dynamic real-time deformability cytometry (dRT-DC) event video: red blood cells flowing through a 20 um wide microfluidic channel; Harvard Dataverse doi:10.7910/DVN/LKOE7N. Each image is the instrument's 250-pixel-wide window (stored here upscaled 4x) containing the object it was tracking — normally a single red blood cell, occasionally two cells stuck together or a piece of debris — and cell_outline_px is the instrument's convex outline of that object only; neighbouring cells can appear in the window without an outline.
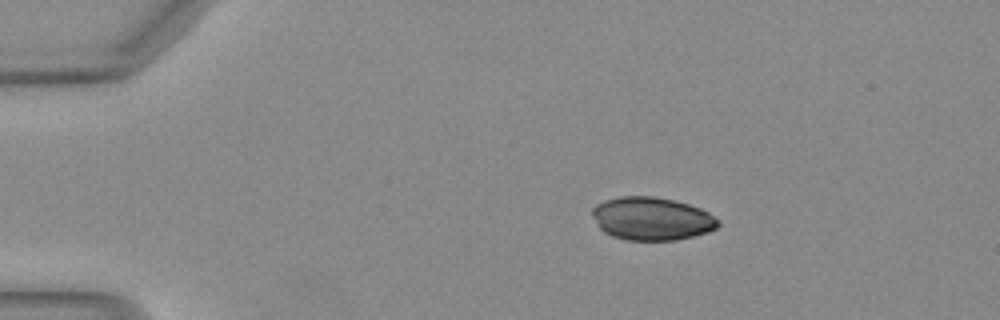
{"species": "Egyptian fruit bat (a non-hibernating species)", "species_latin": "Rousettus aegyptiacus", "temperature_condition": "warm", "stored_images_in_passage": 33, "camera_frame_rate_fps": 3000, "um_per_image_px": 0.085, "animal": {"sex": "female"}, "frame": {"image": 1, "passage_image": 1, "time_ms": 0.0, "image_size_px": [1000, 320], "cell_outline_px": [[720, 224], [716, 228], [708, 232], [676, 240], [624, 240], [612, 236], [604, 232], [596, 224], [592, 216], [592, 208], [596, 204], [604, 200], [620, 196], [652, 196], [672, 200], [688, 204], [700, 208], [708, 212], [720, 220]], "centroid_in_image_um": [55.38, 18.59], "position_along_channel_um": 29.6, "area_um2": 31.73}}
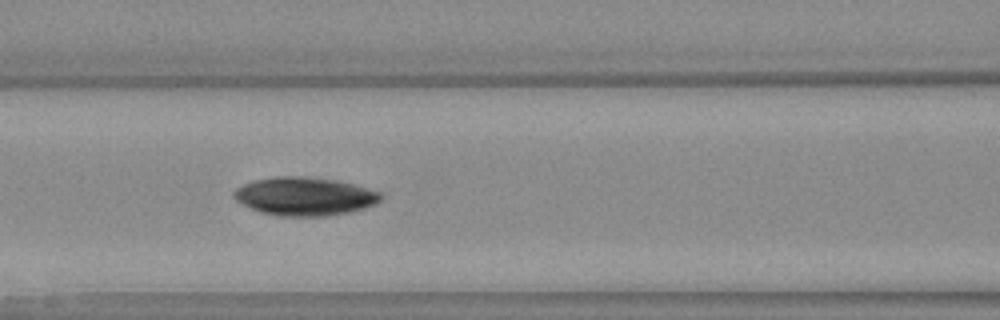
{"frame": {"image": 2, "passage_image": 14, "time_ms": 4.333, "image_size_px": [1000, 320], "cell_outline_px": [[384, 196], [376, 204], [364, 208], [324, 216], [284, 216], [260, 212], [236, 200], [232, 196], [232, 192], [236, 188], [252, 180], [276, 176], [308, 176], [336, 180], [368, 188], [380, 192]], "centroid_in_image_um": [25.88, 16.67], "position_along_channel_um": 140.7, "area_um2": 32.71}}
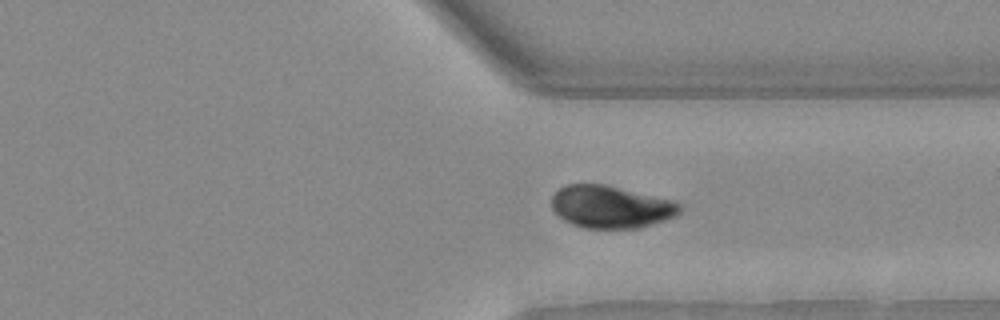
{"frame": {"image": 3, "passage_image": 30, "time_ms": 9.667, "image_size_px": [1000, 320], "cell_outline_px": [[680, 212], [676, 216], [640, 228], [584, 228], [572, 224], [564, 220], [552, 208], [552, 196], [560, 188], [568, 184], [604, 184], [672, 200], [680, 204]], "centroid_in_image_um": [51.92, 17.58], "position_along_channel_um": 359.5, "area_um2": 31.44}}